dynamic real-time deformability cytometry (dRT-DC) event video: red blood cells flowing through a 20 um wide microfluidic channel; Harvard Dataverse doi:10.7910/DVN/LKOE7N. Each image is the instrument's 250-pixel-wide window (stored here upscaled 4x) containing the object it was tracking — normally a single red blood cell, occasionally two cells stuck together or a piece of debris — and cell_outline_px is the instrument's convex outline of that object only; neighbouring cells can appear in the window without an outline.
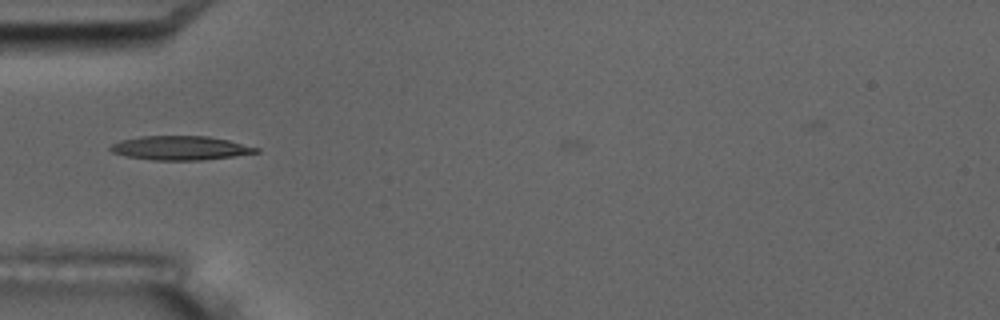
{"species": "common noctule bat (a hibernating species)", "species_latin": "Nyctalus noctula", "temperature_condition": "room temperature", "stored_images_in_passage": 5, "camera_frame_rate_fps": 3000, "um_per_image_px": 0.085, "animal": {"sex": "male", "body_mass_g": 17.5, "forearm_length_mm": 52.3}, "frame": {"image": 1, "passage_image": 4, "time_ms": 3.667, "image_size_px": [1000, 320], "cell_outline_px": [[260, 152], [232, 156], [200, 160], [152, 160], [128, 156], [112, 152], [108, 148], [112, 144], [120, 140], [140, 136], [208, 136], [228, 140], [260, 148]], "centroid_in_image_um": [15.32, 12.57], "position_along_channel_um": 69.7, "area_um2": 20.29}}